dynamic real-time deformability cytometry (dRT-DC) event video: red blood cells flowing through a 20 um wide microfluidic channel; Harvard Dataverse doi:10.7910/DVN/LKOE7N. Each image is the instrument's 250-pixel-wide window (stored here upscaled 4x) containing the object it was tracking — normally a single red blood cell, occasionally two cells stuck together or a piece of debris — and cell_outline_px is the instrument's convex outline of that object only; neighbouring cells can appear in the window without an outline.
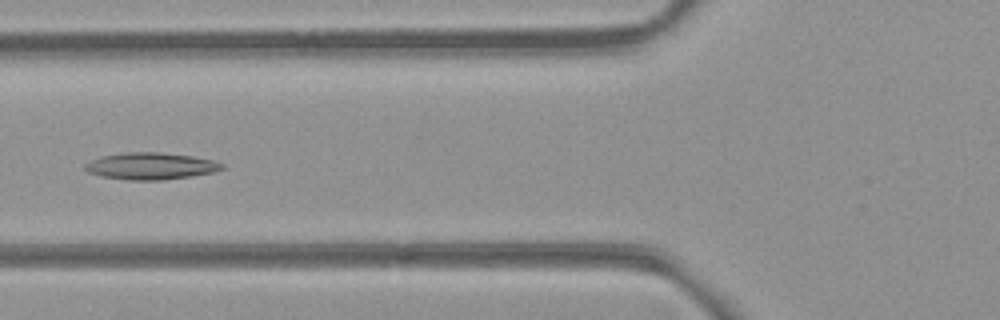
{"species": "common noctule bat (a hibernating species)", "species_latin": "Nyctalus noctula", "temperature_condition": "room temperature", "stored_images_in_passage": 43, "camera_frame_rate_fps": 3000, "um_per_image_px": 0.085, "animal": {"sex": "female", "body_mass_g": 21.9}, "frame": {"image": 1, "passage_image": 10, "time_ms": 3.0, "image_size_px": [1000, 320], "cell_outline_px": [[224, 168], [212, 172], [164, 180], [128, 180], [100, 176], [88, 172], [84, 168], [84, 164], [100, 156], [128, 152], [160, 152], [192, 156], [212, 160], [224, 164]], "centroid_in_image_um": [12.77, 14.11], "position_along_channel_um": 113.0, "area_um2": 21.33}}
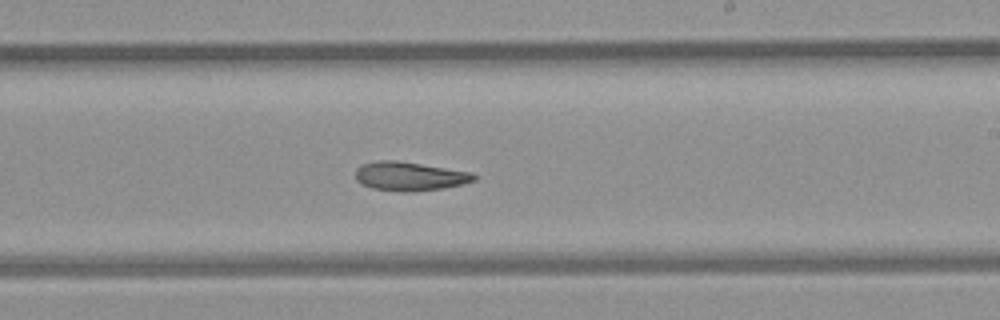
{"frame": {"image": 2, "passage_image": 21, "time_ms": 6.667, "image_size_px": [1000, 320], "cell_outline_px": [[476, 180], [464, 184], [444, 188], [412, 192], [404, 192], [372, 188], [360, 184], [356, 180], [356, 168], [364, 164], [376, 160], [396, 160], [472, 172], [476, 176]], "centroid_in_image_um": [34.82, 14.99], "position_along_channel_um": 254.2, "area_um2": 20.06}}
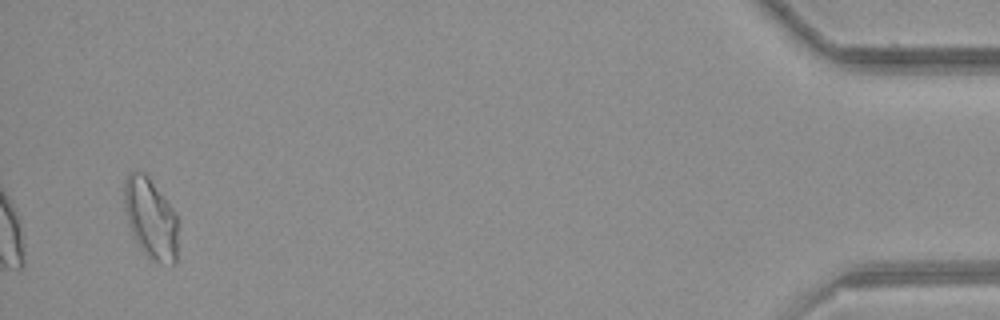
{"frame": {"image": 3, "passage_image": 41, "time_ms": 13.333, "image_size_px": [1000, 320], "cell_outline_px": [[180, 220], [176, 264], [160, 264], [152, 260], [140, 248], [132, 236], [124, 204], [124, 180], [128, 172], [144, 172], [148, 176], [176, 212]], "centroid_in_image_um": [12.86, 18.6], "position_along_channel_um": 422.3, "area_um2": 25.89}, "authors_computed_cell_mechanics": {"area_um2": 21.0392, "velocity_mm_per_s": 3.8483, "shape_relaxation_time_tau1_ms": null, "shape_relaxation_time_tau2_ms": 10.7894, "deformation_change_tau1": null, "deformation_change_tau2": 0.2048}}